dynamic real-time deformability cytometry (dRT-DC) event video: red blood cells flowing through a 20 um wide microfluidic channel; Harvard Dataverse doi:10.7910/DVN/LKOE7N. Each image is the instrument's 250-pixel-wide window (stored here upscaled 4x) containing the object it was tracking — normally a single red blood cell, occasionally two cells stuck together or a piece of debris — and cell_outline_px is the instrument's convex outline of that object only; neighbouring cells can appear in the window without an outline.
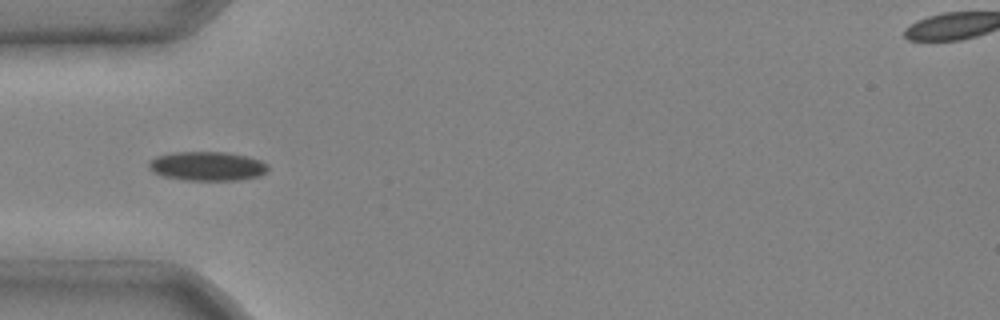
{"species": "common noctule bat (a hibernating species)", "species_latin": "Nyctalus noctula", "temperature_condition": "cold", "stored_images_in_passage": 3, "camera_frame_rate_fps": 3000, "um_per_image_px": 0.085, "animal": {"sex": "male", "body_mass_g": 20.4}, "frame": {"image": 1, "passage_image": 3, "time_ms": 0.667, "image_size_px": [1000, 320], "cell_outline_px": [[268, 168], [260, 176], [236, 180], [184, 180], [164, 176], [148, 168], [148, 164], [156, 156], [172, 152], [224, 152], [248, 156], [260, 160], [268, 164]], "centroid_in_image_um": [17.63, 14.11], "position_along_channel_um": 67.4, "area_um2": 20.11}}